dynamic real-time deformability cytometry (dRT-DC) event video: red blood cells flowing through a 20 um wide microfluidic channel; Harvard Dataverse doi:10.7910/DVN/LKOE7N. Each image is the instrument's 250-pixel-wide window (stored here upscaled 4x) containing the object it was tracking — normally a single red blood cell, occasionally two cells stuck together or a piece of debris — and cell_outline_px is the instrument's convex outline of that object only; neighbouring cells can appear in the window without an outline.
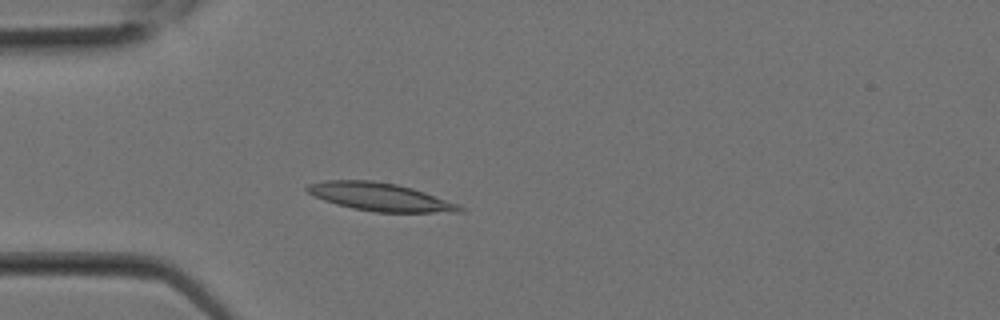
{"species": "Egyptian fruit bat (a non-hibernating species)", "species_latin": "Rousettus aegyptiacus", "temperature_condition": "room temperature", "stored_images_in_passage": 9, "camera_frame_rate_fps": 3000, "um_per_image_px": 0.085, "animal": {"sex": "female"}, "frame": {"image": 1, "passage_image": 7, "time_ms": 2.0, "image_size_px": [1000, 320], "cell_outline_px": [[468, 208], [464, 212], [376, 212], [352, 208], [336, 204], [324, 200], [308, 192], [304, 188], [308, 184], [324, 180], [372, 180], [396, 184], [412, 188], [460, 204]], "centroid_in_image_um": [32.35, 16.74], "position_along_channel_um": 52.7, "area_um2": 24.97}}
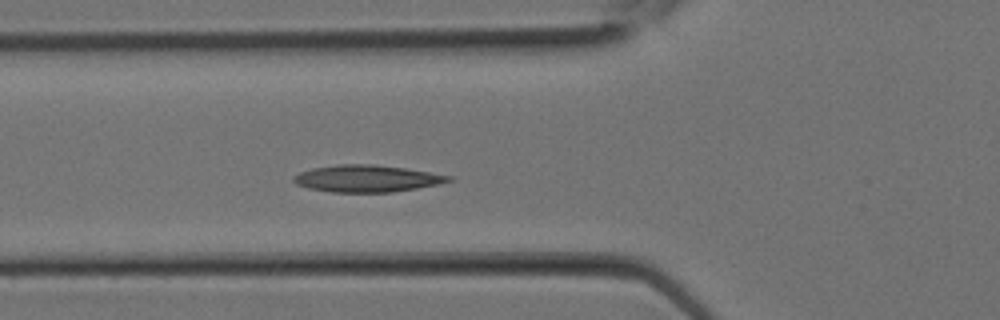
{"frame": {"image": 2, "passage_image": 9, "time_ms": 2.667, "image_size_px": [1000, 320], "cell_outline_px": [[452, 180], [436, 184], [416, 188], [392, 192], [332, 192], [308, 188], [296, 184], [292, 180], [300, 172], [312, 168], [336, 164], [372, 164], [404, 168], [452, 176]], "centroid_in_image_um": [31.14, 15.17], "position_along_channel_um": 94.7, "area_um2": 24.04}}